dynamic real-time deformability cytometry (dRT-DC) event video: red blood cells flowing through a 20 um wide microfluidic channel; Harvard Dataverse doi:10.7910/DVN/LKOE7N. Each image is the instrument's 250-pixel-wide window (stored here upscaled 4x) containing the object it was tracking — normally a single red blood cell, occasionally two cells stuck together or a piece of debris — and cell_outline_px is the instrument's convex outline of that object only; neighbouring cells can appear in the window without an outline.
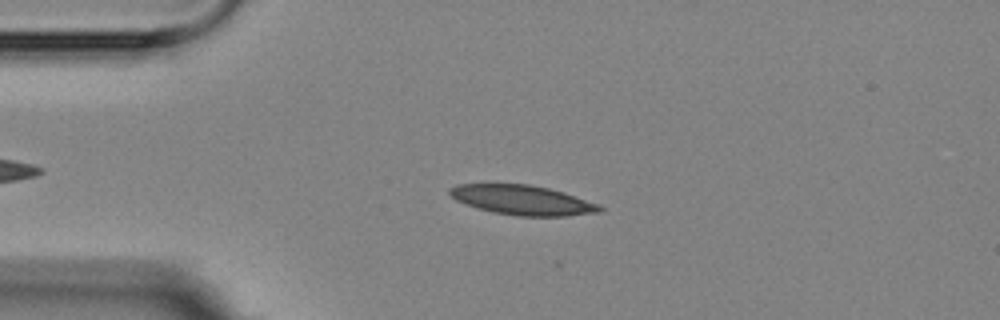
{"species": "Egyptian fruit bat (a non-hibernating species)", "species_latin": "Rousettus aegyptiacus", "temperature_condition": "room temperature", "stored_images_in_passage": 5, "camera_frame_rate_fps": 3000, "um_per_image_px": 0.085, "animal": {"sex": "female"}, "frame": {"image": 1, "passage_image": 3, "time_ms": 2.333, "image_size_px": [1000, 320], "cell_outline_px": [[604, 208], [600, 212], [568, 216], [520, 216], [492, 212], [456, 200], [448, 192], [448, 188], [456, 184], [488, 180], [528, 184], [548, 188], [564, 192], [600, 204]], "centroid_in_image_um": [44.34, 16.94], "position_along_channel_um": 40.7, "area_um2": 26.93}}